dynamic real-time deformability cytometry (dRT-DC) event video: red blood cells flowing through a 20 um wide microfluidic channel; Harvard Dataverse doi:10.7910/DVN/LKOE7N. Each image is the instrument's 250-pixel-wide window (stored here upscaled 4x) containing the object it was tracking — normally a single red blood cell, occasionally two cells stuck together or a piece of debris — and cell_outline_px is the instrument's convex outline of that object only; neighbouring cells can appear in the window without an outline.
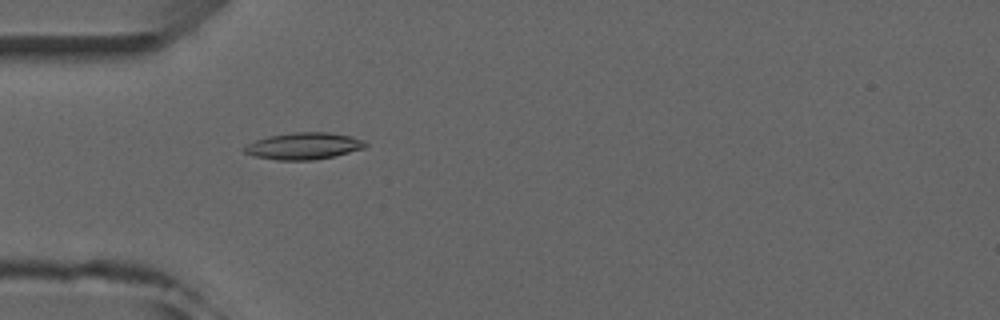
{"species": "common noctule bat (a hibernating species)", "species_latin": "Nyctalus noctula", "temperature_condition": "room temperature", "stored_images_in_passage": 4, "camera_frame_rate_fps": 3000, "um_per_image_px": 0.085, "animal": {"sex": "male", "forearm_length_mm": 52.5}, "frame": {"image": 1, "passage_image": 4, "time_ms": 4.333, "image_size_px": [1000, 320], "cell_outline_px": [[368, 144], [364, 148], [332, 156], [312, 160], [276, 160], [252, 156], [244, 152], [244, 148], [248, 144], [256, 140], [268, 136], [296, 132], [328, 132], [352, 136], [364, 140]], "centroid_in_image_um": [25.81, 12.4], "position_along_channel_um": 59.2, "area_um2": 18.79}}